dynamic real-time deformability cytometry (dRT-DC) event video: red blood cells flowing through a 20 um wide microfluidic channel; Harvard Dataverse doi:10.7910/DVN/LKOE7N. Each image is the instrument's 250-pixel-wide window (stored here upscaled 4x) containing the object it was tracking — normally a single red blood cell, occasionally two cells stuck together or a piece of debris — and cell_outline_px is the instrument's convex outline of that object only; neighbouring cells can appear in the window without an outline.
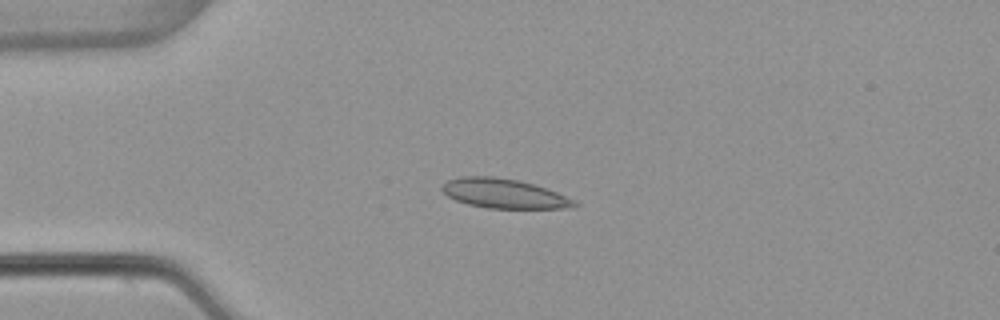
{"species": "common noctule bat (a hibernating species)", "species_latin": "Nyctalus noctula", "temperature_condition": "warm", "stored_images_in_passage": 52, "camera_frame_rate_fps": 3000, "um_per_image_px": 0.085, "animal": {"sex": "female", "body_mass_g": 22.7, "forearm_length_mm": 54.2}, "frame": {"image": 1, "passage_image": 12, "time_ms": 3.667, "image_size_px": [1000, 320], "cell_outline_px": [[580, 204], [568, 208], [488, 208], [468, 204], [456, 200], [448, 196], [440, 188], [448, 180], [460, 176], [492, 176], [520, 180], [556, 192], [576, 200]], "centroid_in_image_um": [42.83, 16.44], "position_along_channel_um": 42.2, "area_um2": 22.6}}
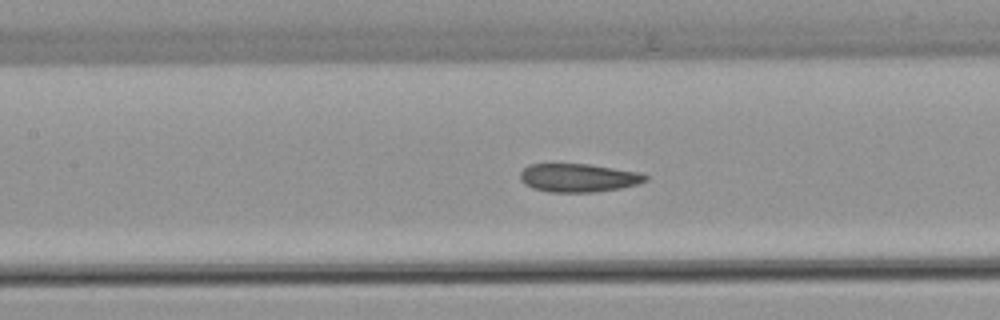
{"frame": {"image": 2, "passage_image": 23, "time_ms": 7.333, "image_size_px": [1000, 320], "cell_outline_px": [[648, 180], [636, 184], [620, 188], [596, 192], [548, 192], [532, 188], [524, 184], [520, 180], [520, 172], [528, 164], [588, 164], [640, 172], [648, 176]], "centroid_in_image_um": [49.14, 15.11], "position_along_channel_um": 158.3, "area_um2": 20.81}}
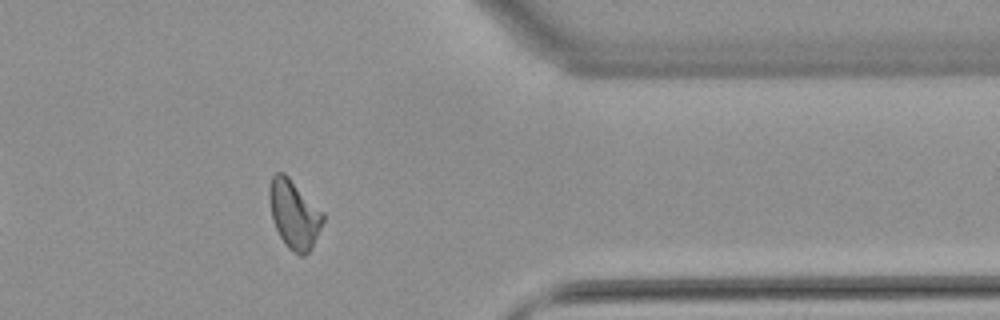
{"frame": {"image": 3, "passage_image": 42, "time_ms": 13.667, "image_size_px": [1000, 320], "cell_outline_px": [[324, 220], [312, 248], [304, 256], [300, 256], [288, 248], [280, 236], [272, 220], [268, 200], [268, 188], [272, 176], [276, 172], [284, 172], [324, 212]], "centroid_in_image_um": [24.99, 18.2], "position_along_channel_um": 386.4, "area_um2": 21.62}, "authors_computed_cell_mechanics": {"area_um2": 21.5305, "velocity_mm_per_s": 3.8522, "shape_relaxation_time_tau1_ms": null, "shape_relaxation_time_tau2_ms": 1.528, "deformation_change_tau1": null, "deformation_change_tau2": 0.0603}}